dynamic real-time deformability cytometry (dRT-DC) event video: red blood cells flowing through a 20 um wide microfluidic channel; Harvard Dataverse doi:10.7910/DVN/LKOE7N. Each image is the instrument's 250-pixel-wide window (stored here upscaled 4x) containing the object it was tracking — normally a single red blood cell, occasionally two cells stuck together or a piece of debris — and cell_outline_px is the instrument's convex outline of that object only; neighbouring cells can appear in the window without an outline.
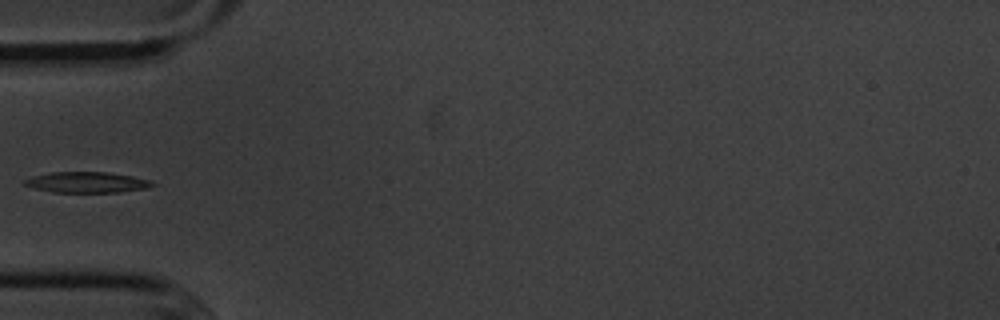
{"species": "common noctule bat (a hibernating species)", "species_latin": "Nyctalus noctula", "temperature_condition": "cold", "stored_images_in_passage": 7, "camera_frame_rate_fps": 3000, "um_per_image_px": 0.085, "animal": {"sex": "male", "body_mass_g": 20.1, "forearm_length_mm": 53.5}, "frame": {"image": 1, "passage_image": 6, "time_ms": 5.667, "image_size_px": [1000, 320], "cell_outline_px": [[156, 184], [148, 188], [120, 192], [52, 192], [36, 188], [24, 184], [24, 180], [32, 176], [52, 172], [108, 172], [132, 176], [152, 180]], "centroid_in_image_um": [7.44, 15.49], "position_along_channel_um": 77.6, "area_um2": 15.43}}
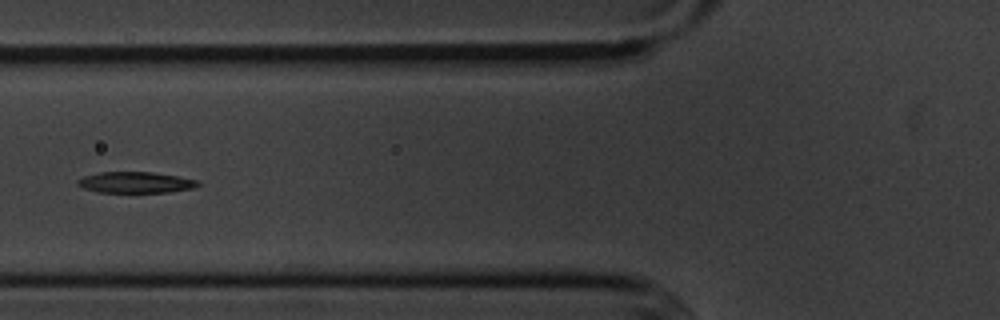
{"frame": {"image": 2, "passage_image": 7, "time_ms": 6.667, "image_size_px": [1000, 320], "cell_outline_px": [[200, 184], [192, 188], [168, 192], [96, 192], [84, 188], [76, 184], [76, 180], [84, 176], [100, 172], [152, 172], [176, 176], [196, 180]], "centroid_in_image_um": [11.46, 15.5], "position_along_channel_um": 114.3, "area_um2": 14.62}}